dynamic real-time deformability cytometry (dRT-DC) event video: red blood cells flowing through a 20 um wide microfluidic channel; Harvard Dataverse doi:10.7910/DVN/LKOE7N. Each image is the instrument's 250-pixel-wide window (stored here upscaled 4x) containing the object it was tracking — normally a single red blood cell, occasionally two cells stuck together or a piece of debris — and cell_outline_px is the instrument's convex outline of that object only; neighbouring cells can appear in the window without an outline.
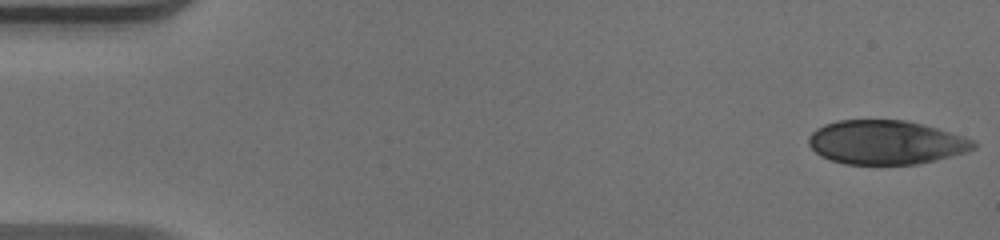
{"species": "human", "species_latin": "Homo sapiens", "temperature_condition": "warm", "stored_images_in_passage": 51, "camera_frame_rate_fps": 3000, "um_per_image_px": 0.085, "donor": {"sex": "male"}, "frame": {"image": 1, "passage_image": 1, "time_ms": 0.0, "image_size_px": [1000, 240], "cell_outline_px": [[976, 148], [968, 152], [936, 160], [916, 164], [844, 164], [820, 156], [808, 144], [808, 136], [816, 128], [824, 124], [836, 120], [904, 120], [924, 124], [964, 136], [976, 140]], "centroid_in_image_um": [75.32, 12.1], "position_along_channel_um": 9.7, "area_um2": 42.6}}
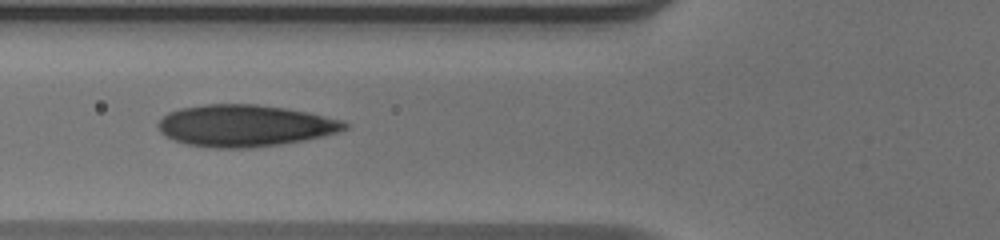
{"frame": {"image": 2, "passage_image": 19, "time_ms": 6.0, "image_size_px": [1000, 240], "cell_outline_px": [[348, 128], [340, 132], [324, 136], [304, 140], [280, 144], [248, 148], [212, 148], [188, 144], [172, 140], [164, 136], [160, 132], [156, 124], [168, 112], [180, 108], [204, 104], [256, 104], [284, 108], [308, 112], [344, 120], [348, 124]], "centroid_in_image_um": [20.81, 10.68], "position_along_channel_um": 105.0, "area_um2": 45.66}}
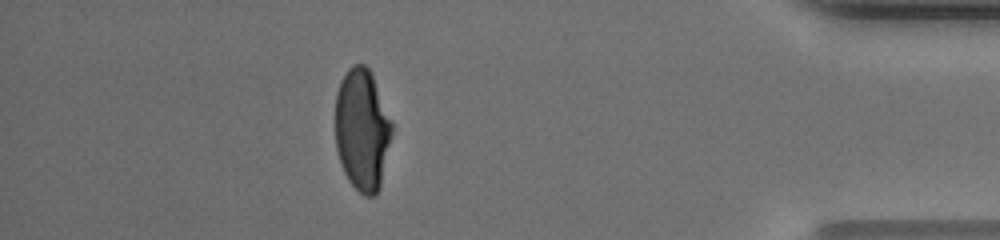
{"frame": {"image": 3, "passage_image": 45, "time_ms": 14.667, "image_size_px": [1000, 240], "cell_outline_px": [[392, 132], [380, 188], [372, 196], [364, 196], [348, 180], [340, 164], [336, 148], [336, 92], [348, 68], [352, 64], [364, 64], [368, 68], [372, 76], [392, 120]], "centroid_in_image_um": [30.78, 11.03], "position_along_channel_um": 404.4, "area_um2": 39.94}, "authors_computed_cell_mechanics": {"area_um2": 43.7546, "velocity_mm_per_s": 3.9681, "shape_relaxation_time_tau1_ms": 6.9494, "shape_relaxation_time_tau2_ms": 0.8865, "deformation_change_tau1": 0.2379, "deformation_change_tau2": 0.0518}}